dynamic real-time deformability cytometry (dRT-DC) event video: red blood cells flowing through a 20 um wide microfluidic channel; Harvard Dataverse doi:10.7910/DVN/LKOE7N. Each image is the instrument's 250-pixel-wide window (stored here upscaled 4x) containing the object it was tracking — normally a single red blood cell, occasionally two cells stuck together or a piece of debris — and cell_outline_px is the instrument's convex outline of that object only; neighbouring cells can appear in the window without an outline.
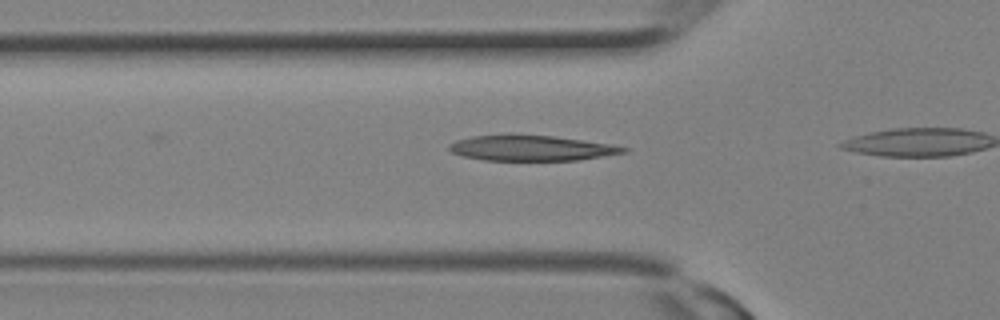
{"species": "Egyptian fruit bat (a non-hibernating species)", "species_latin": "Rousettus aegyptiacus", "temperature_condition": "room temperature", "stored_images_in_passage": 10, "camera_frame_rate_fps": 3000, "um_per_image_px": 0.085, "animal": {"sex": "female"}, "frame": {"image": 1, "passage_image": 7, "time_ms": 2.0, "image_size_px": [1000, 320], "cell_outline_px": [[628, 152], [580, 160], [484, 160], [464, 156], [452, 152], [448, 148], [448, 144], [456, 140], [472, 136], [512, 132], [556, 136], [612, 144], [628, 148]], "centroid_in_image_um": [45.15, 12.55], "position_along_channel_um": 80.7, "area_um2": 26.59}}
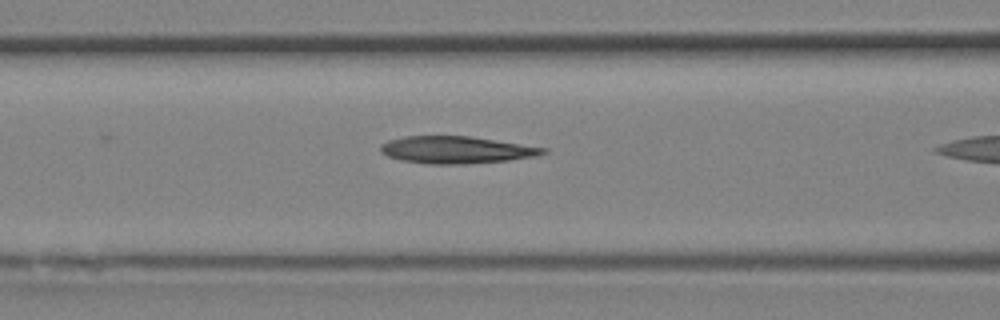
{"frame": {"image": 2, "passage_image": 9, "time_ms": 2.667, "image_size_px": [1000, 320], "cell_outline_px": [[548, 152], [536, 156], [508, 160], [464, 164], [428, 164], [404, 160], [388, 156], [380, 152], [380, 144], [388, 140], [404, 136], [468, 136], [548, 148]], "centroid_in_image_um": [38.77, 12.73], "position_along_channel_um": 127.8, "area_um2": 25.61}}